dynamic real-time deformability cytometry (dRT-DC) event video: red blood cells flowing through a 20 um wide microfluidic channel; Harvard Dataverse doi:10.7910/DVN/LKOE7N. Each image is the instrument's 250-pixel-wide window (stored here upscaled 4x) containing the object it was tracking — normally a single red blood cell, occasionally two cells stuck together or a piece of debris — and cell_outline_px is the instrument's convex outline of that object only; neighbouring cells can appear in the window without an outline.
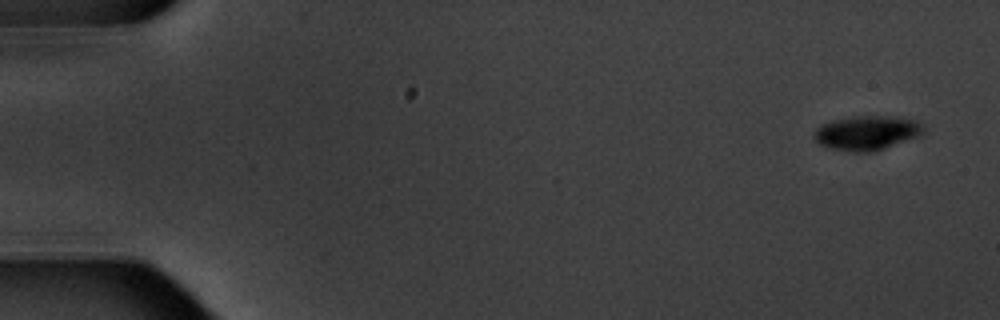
{"species": "common noctule bat (a hibernating species)", "species_latin": "Nyctalus noctula", "temperature_condition": "warm", "stored_images_in_passage": 5, "camera_frame_rate_fps": 3000, "um_per_image_px": 0.085, "animal": {"sex": "male", "body_mass_g": 20.1, "forearm_length_mm": 53.5}, "frame": {"image": 1, "passage_image": 1, "time_ms": 0.0, "image_size_px": [1000, 320], "cell_outline_px": [[928, 132], [924, 136], [872, 152], [852, 152], [832, 148], [820, 144], [812, 136], [816, 128], [820, 124], [832, 120], [852, 116], [892, 116], [916, 120], [924, 124]], "centroid_in_image_um": [73.78, 11.29], "position_along_channel_um": 11.2, "area_um2": 22.54}}
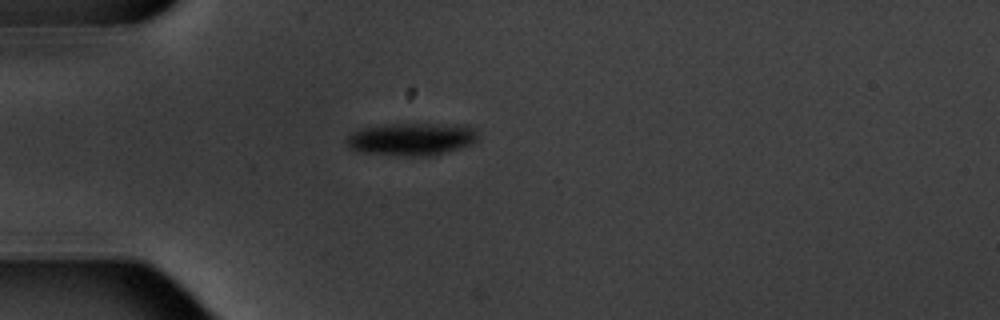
{"frame": {"image": 2, "passage_image": 5, "time_ms": 4.667, "image_size_px": [1000, 320], "cell_outline_px": [[476, 140], [472, 144], [460, 148], [428, 156], [412, 156], [360, 152], [348, 148], [344, 140], [352, 132], [360, 128], [384, 124], [416, 120], [468, 124], [476, 128]], "centroid_in_image_um": [35.01, 11.74], "position_along_channel_um": 50.0, "area_um2": 26.41}}